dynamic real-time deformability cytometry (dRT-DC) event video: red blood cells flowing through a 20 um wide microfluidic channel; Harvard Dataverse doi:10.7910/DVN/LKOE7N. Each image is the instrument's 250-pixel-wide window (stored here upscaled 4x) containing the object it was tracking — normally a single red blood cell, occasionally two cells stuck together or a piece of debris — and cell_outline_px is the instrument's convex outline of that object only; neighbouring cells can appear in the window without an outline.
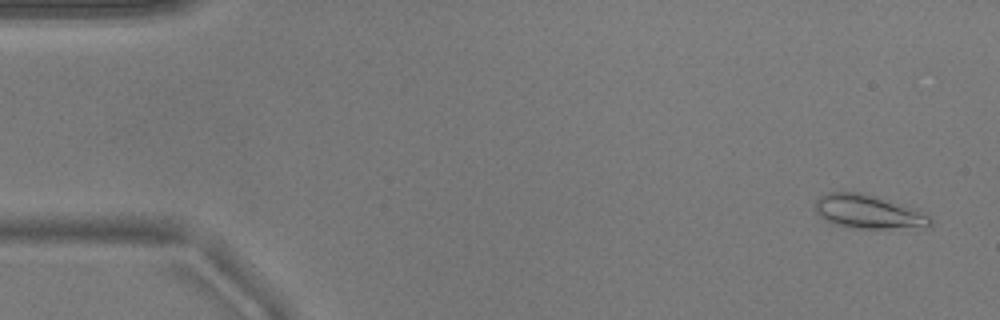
{"species": "common noctule bat (a hibernating species)", "species_latin": "Nyctalus noctula", "temperature_condition": "warm", "stored_images_in_passage": 30, "camera_frame_rate_fps": 3000, "um_per_image_px": 0.085, "animal": {"sex": "male", "body_mass_g": 17.9}, "frame": {"image": 1, "passage_image": 3, "time_ms": 0.667, "image_size_px": [1000, 320], "cell_outline_px": [[932, 224], [928, 228], [860, 228], [836, 224], [820, 216], [816, 212], [816, 200], [820, 196], [828, 192], [860, 192], [916, 208], [928, 212], [932, 220]], "centroid_in_image_um": [73.91, 18.0], "position_along_channel_um": 11.1, "area_um2": 22.66}}
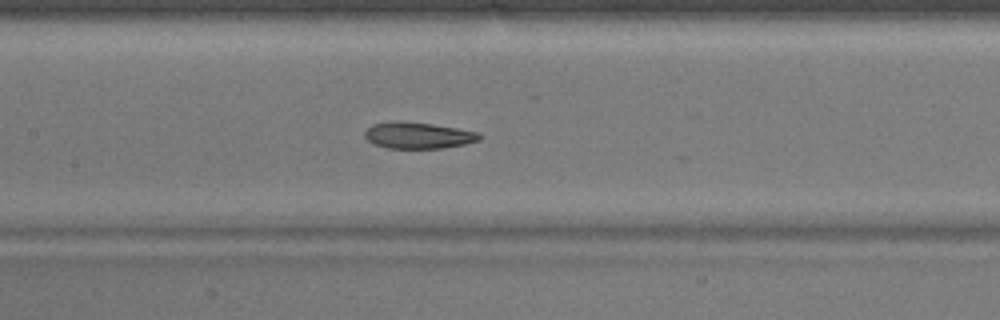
{"frame": {"image": 2, "passage_image": 25, "time_ms": 8.0, "image_size_px": [1000, 320], "cell_outline_px": [[484, 136], [480, 140], [464, 144], [444, 148], [388, 148], [372, 144], [364, 136], [364, 132], [372, 124], [392, 120], [432, 124], [480, 132]], "centroid_in_image_um": [35.54, 11.5], "position_along_channel_um": 171.9, "area_um2": 17.8}}
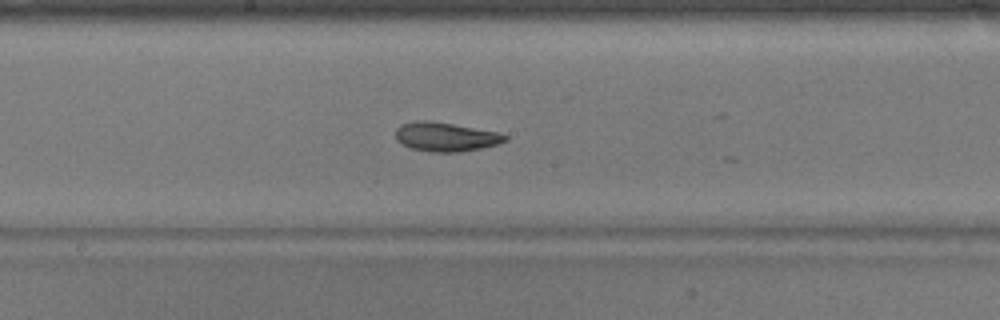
{"frame": {"image": 3, "passage_image": 28, "time_ms": 9.0, "image_size_px": [1000, 320], "cell_outline_px": [[508, 140], [500, 144], [460, 152], [432, 152], [408, 148], [396, 140], [396, 128], [400, 124], [416, 120], [428, 120], [500, 132], [508, 136]], "centroid_in_image_um": [37.88, 11.63], "position_along_channel_um": 210.3, "area_um2": 18.79}}